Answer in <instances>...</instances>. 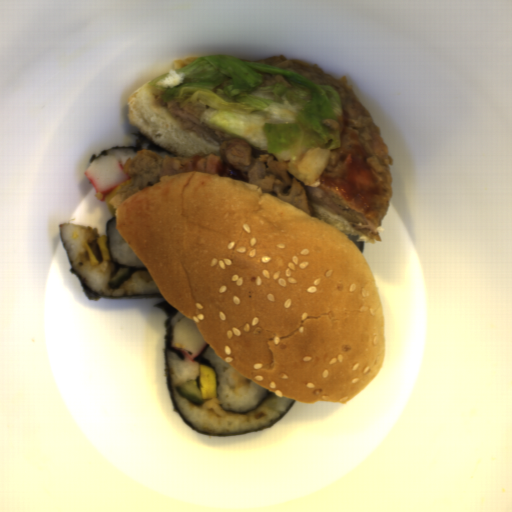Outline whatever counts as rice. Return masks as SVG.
Here are the masks:
<instances>
[{
  "mask_svg": "<svg viewBox=\"0 0 512 512\" xmlns=\"http://www.w3.org/2000/svg\"><path fill=\"white\" fill-rule=\"evenodd\" d=\"M61 234L80 278L95 294L145 296L161 293L148 269H137L135 274L114 289L109 284V277L117 264L112 263V259L90 264L85 254L87 238L107 233L68 222L61 224Z\"/></svg>",
  "mask_w": 512,
  "mask_h": 512,
  "instance_id": "2",
  "label": "rice"
},
{
  "mask_svg": "<svg viewBox=\"0 0 512 512\" xmlns=\"http://www.w3.org/2000/svg\"><path fill=\"white\" fill-rule=\"evenodd\" d=\"M206 358L216 367L220 376L216 388V399H208L204 404L196 405L178 394V386L200 378V366L193 361L179 358L169 353L168 365L177 408L199 432L217 434H235L265 427L279 418L294 399L278 395L263 402L255 409L266 394L267 389L247 378L227 362L218 357L210 347ZM249 414H233L246 412Z\"/></svg>",
  "mask_w": 512,
  "mask_h": 512,
  "instance_id": "1",
  "label": "rice"
},
{
  "mask_svg": "<svg viewBox=\"0 0 512 512\" xmlns=\"http://www.w3.org/2000/svg\"><path fill=\"white\" fill-rule=\"evenodd\" d=\"M117 220L113 222L109 241H110V249L112 255L116 260L124 262L130 265H144L141 259L136 255V253L131 249L126 240L121 236V234L116 229Z\"/></svg>",
  "mask_w": 512,
  "mask_h": 512,
  "instance_id": "3",
  "label": "rice"
},
{
  "mask_svg": "<svg viewBox=\"0 0 512 512\" xmlns=\"http://www.w3.org/2000/svg\"><path fill=\"white\" fill-rule=\"evenodd\" d=\"M141 150H130V151H115L108 153L106 156H115L119 158L126 166L129 158H134Z\"/></svg>",
  "mask_w": 512,
  "mask_h": 512,
  "instance_id": "4",
  "label": "rice"
}]
</instances>
